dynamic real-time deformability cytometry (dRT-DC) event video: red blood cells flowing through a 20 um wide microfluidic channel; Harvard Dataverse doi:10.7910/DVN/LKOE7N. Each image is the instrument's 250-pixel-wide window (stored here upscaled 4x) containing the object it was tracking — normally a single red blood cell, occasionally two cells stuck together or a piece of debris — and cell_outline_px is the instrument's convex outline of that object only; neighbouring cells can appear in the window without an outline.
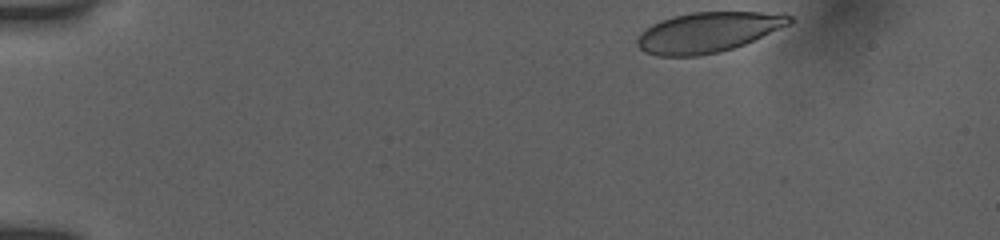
{"species": "human", "species_latin": "Homo sapiens", "temperature_condition": "room temperature", "stored_images_in_passage": 41, "camera_frame_rate_fps": 3000, "um_per_image_px": 0.085, "donor": {"sex": "female"}, "frame": {"image": 1, "passage_image": 1, "time_ms": 0.0, "image_size_px": [1000, 240], "cell_outline_px": [[792, 20], [788, 24], [744, 44], [732, 48], [716, 52], [696, 56], [656, 56], [644, 52], [636, 44], [636, 40], [640, 32], [652, 24], [660, 20], [692, 12], [760, 12], [792, 16]], "centroid_in_image_um": [60.08, 2.75], "position_along_channel_um": 24.9, "area_um2": 35.08}}
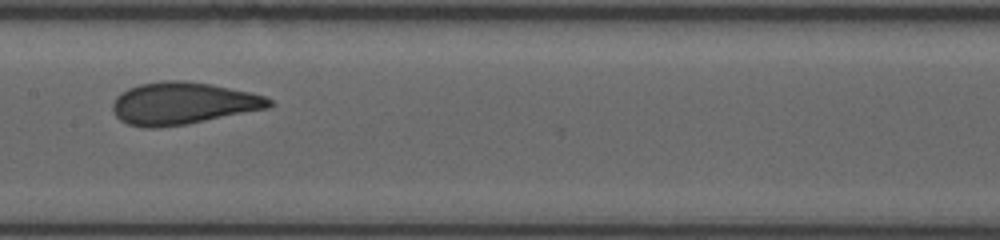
{"frame": {"image": 2, "passage_image": 22, "time_ms": 7.0, "image_size_px": [1000, 240], "cell_outline_px": [[272, 104], [268, 108], [188, 124], [156, 128], [148, 128], [128, 124], [120, 120], [112, 112], [112, 104], [116, 96], [120, 92], [128, 88], [140, 84], [164, 80], [184, 80], [212, 84], [248, 92], [264, 96], [272, 100]], "centroid_in_image_um": [15.5, 8.78], "position_along_channel_um": 191.9, "area_um2": 38.55}}
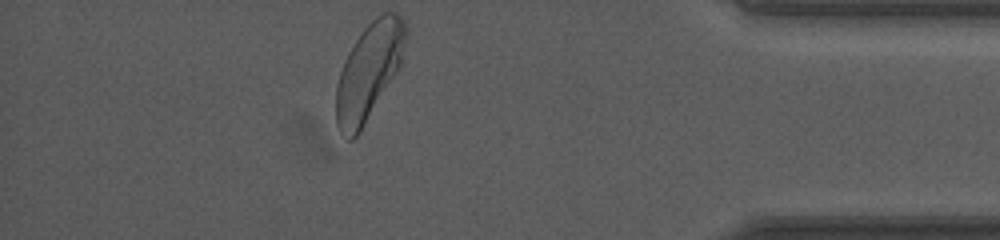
{"frame": {"image": 3, "passage_image": 41, "time_ms": 13.333, "image_size_px": [1000, 240], "cell_outline_px": [[408, 32], [400, 64], [396, 72], [360, 132], [352, 140], [348, 140], [340, 132], [336, 124], [336, 84], [344, 60], [348, 52], [364, 28], [376, 16], [384, 12], [392, 12], [400, 16], [404, 20], [408, 28]], "centroid_in_image_um": [31.34, 6.06], "position_along_channel_um": 403.9, "area_um2": 38.9}, "authors_computed_cell_mechanics": {"area_um2": 37.57, "velocity_mm_per_s": 3.8613, "shape_relaxation_time_tau1_ms": 3.5649, "shape_relaxation_time_tau2_ms": null, "deformation_change_tau1": 0.1501, "deformation_change_tau2": null}}